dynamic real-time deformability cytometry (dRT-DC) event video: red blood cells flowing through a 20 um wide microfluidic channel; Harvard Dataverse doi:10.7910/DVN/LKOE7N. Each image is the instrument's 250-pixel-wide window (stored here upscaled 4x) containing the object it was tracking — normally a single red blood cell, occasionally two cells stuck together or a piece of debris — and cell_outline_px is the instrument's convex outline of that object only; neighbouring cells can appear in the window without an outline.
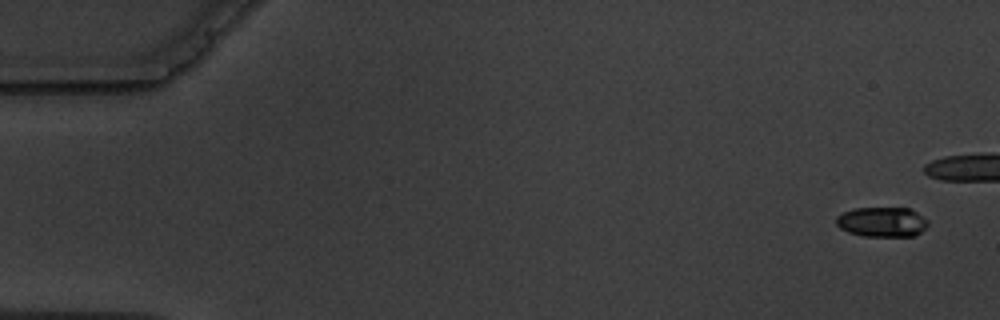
{"species": "common noctule bat (a hibernating species)", "species_latin": "Nyctalus noctula", "temperature_condition": "warm", "stored_images_in_passage": 6, "camera_frame_rate_fps": 3000, "um_per_image_px": 0.085, "animal": {"sex": "male", "body_mass_g": 19.5, "forearm_length_mm": 54.6}, "frame": {"image": 1, "passage_image": 1, "time_ms": 0.0, "image_size_px": [1000, 320], "cell_outline_px": [[928, 224], [916, 236], [864, 236], [848, 232], [840, 228], [836, 224], [836, 216], [852, 208], [908, 208], [916, 212], [928, 220]], "centroid_in_image_um": [74.96, 18.86], "position_along_channel_um": 10.0, "area_um2": 15.95}}